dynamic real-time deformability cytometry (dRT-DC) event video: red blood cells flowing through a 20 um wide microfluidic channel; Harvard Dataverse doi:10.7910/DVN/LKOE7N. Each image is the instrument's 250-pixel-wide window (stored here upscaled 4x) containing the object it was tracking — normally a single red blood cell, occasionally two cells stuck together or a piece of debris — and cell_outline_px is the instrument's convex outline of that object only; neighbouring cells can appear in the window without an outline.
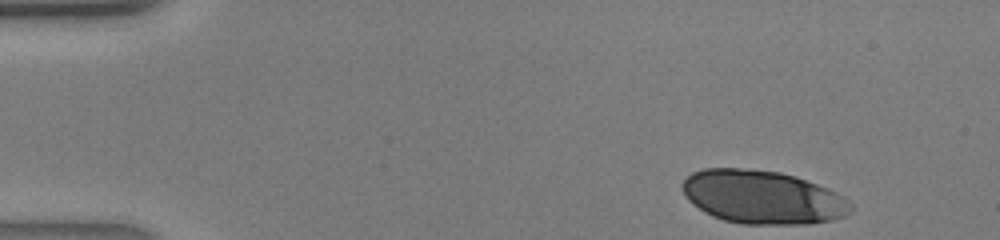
{"species": "human", "species_latin": "Homo sapiens", "temperature_condition": "warm", "stored_images_in_passage": 38, "segment_of_instrument_passage": [1, 2], "camera_frame_rate_fps": 3000, "um_per_image_px": 0.085, "donor": {"sex": "male"}, "frame": {"image": 1, "passage_image": 1, "time_ms": 0.0, "image_size_px": [1000, 240], "cell_outline_px": [[852, 208], [844, 216], [832, 220], [808, 224], [744, 224], [724, 220], [712, 216], [704, 212], [692, 204], [684, 196], [680, 188], [680, 184], [692, 172], [704, 168], [740, 168], [780, 172], [796, 176], [828, 188], [844, 196], [852, 204]], "centroid_in_image_um": [64.78, 16.75], "position_along_channel_um": 20.2, "area_um2": 52.77}}